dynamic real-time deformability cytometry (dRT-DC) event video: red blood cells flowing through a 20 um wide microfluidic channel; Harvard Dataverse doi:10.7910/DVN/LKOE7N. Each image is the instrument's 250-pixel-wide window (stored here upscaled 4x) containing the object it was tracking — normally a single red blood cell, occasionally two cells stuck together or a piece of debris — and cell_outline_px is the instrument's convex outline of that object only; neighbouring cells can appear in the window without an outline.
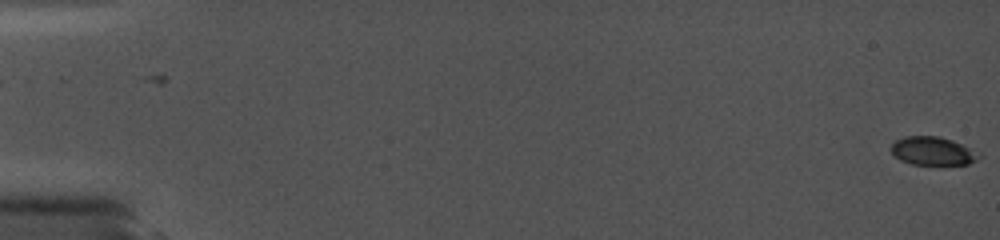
{"species": "common noctule bat (a hibernating species)", "species_latin": "Nyctalus noctula", "temperature_condition": "cold", "stored_images_in_passage": 45, "camera_frame_rate_fps": 5000, "um_per_image_px": 0.085, "animal": {"sex": "female", "body_mass_g": 19.0, "forearm_length_mm": 56.7}, "frame": {"image": 1, "passage_image": 1, "time_ms": 0.0, "image_size_px": [1000, 240], "cell_outline_px": [[980, 156], [976, 160], [968, 164], [912, 164], [900, 160], [892, 152], [892, 144], [896, 140], [904, 136], [936, 136], [952, 140], [968, 148]], "centroid_in_image_um": [79.23, 12.83], "position_along_channel_um": 5.8, "area_um2": 14.05}}
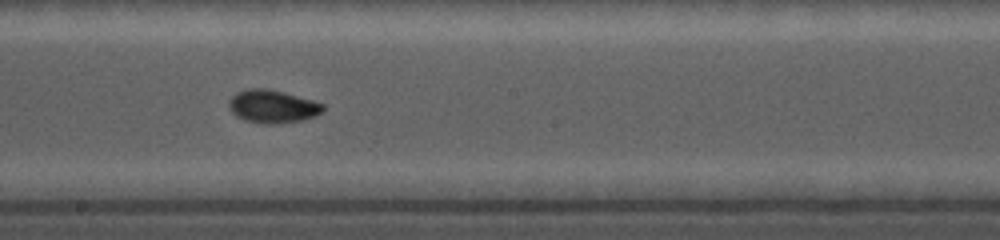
{"frame": {"image": 2, "passage_image": 25, "time_ms": 10.6, "image_size_px": [1000, 240], "cell_outline_px": [[324, 112], [316, 116], [300, 120], [272, 124], [264, 124], [244, 120], [236, 116], [232, 112], [228, 104], [228, 100], [236, 92], [248, 88], [268, 88], [284, 92], [312, 100], [324, 104]], "centroid_in_image_um": [23.16, 9.04], "position_along_channel_um": 225.0, "area_um2": 18.21}}
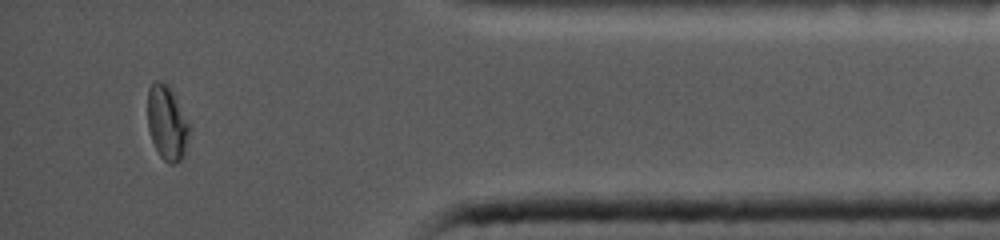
{"frame": {"image": 3, "passage_image": 42, "time_ms": 16.2, "image_size_px": [1000, 240], "cell_outline_px": [[192, 128], [184, 152], [180, 160], [172, 164], [168, 164], [160, 156], [152, 140], [148, 128], [148, 88], [152, 80], [160, 80], [168, 84]], "centroid_in_image_um": [14.2, 10.41], "position_along_channel_um": 421.0, "area_um2": 18.21}}